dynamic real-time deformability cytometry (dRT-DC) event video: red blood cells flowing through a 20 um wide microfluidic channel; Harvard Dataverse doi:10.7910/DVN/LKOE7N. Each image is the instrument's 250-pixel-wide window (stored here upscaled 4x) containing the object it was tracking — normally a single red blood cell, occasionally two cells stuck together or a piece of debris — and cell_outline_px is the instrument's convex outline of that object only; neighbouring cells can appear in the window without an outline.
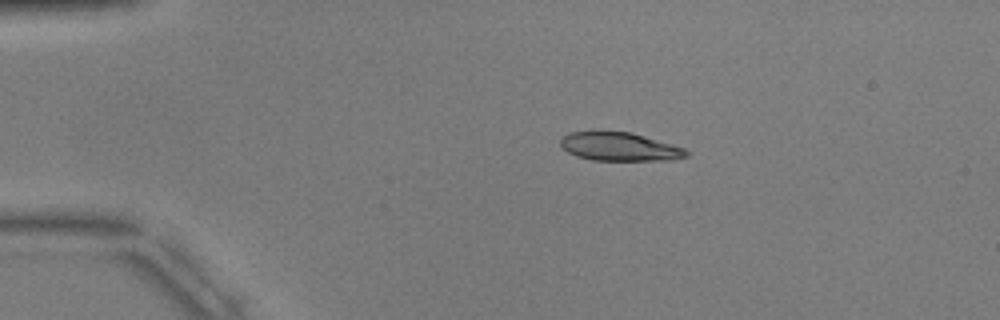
{"species": "common noctule bat (a hibernating species)", "species_latin": "Nyctalus noctula", "temperature_condition": "warm", "stored_images_in_passage": 3, "camera_frame_rate_fps": 3000, "um_per_image_px": 0.085, "animal": {"sex": "male", "body_mass_g": 17.9, "forearm_length_mm": 54.2}, "frame": {"image": 1, "passage_image": 1, "time_ms": 0.0, "image_size_px": [1000, 320], "cell_outline_px": [[688, 156], [672, 160], [592, 160], [576, 156], [568, 152], [560, 144], [560, 140], [568, 132], [632, 132], [684, 148], [688, 152]], "centroid_in_image_um": [52.67, 12.48], "position_along_channel_um": 32.3, "area_um2": 20.63}}
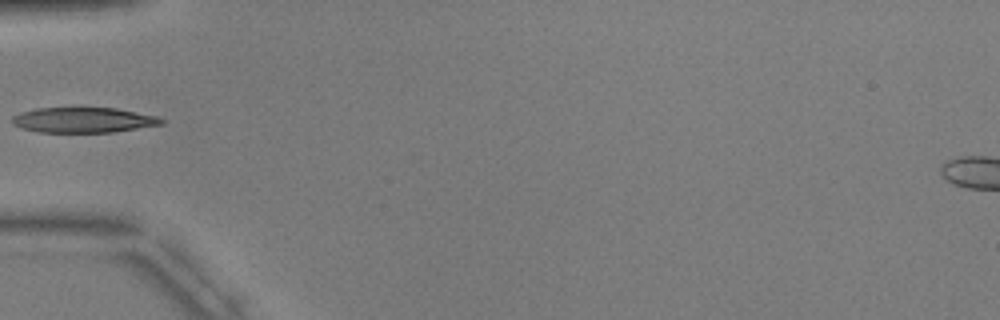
{"frame": {"image": 2, "passage_image": 3, "time_ms": 2.667, "image_size_px": [1000, 320], "cell_outline_px": [[164, 124], [112, 132], [36, 132], [20, 128], [12, 124], [12, 116], [20, 112], [36, 108], [116, 108], [156, 116], [164, 120]], "centroid_in_image_um": [7.04, 10.2], "position_along_channel_um": 78.0, "area_um2": 21.96}}